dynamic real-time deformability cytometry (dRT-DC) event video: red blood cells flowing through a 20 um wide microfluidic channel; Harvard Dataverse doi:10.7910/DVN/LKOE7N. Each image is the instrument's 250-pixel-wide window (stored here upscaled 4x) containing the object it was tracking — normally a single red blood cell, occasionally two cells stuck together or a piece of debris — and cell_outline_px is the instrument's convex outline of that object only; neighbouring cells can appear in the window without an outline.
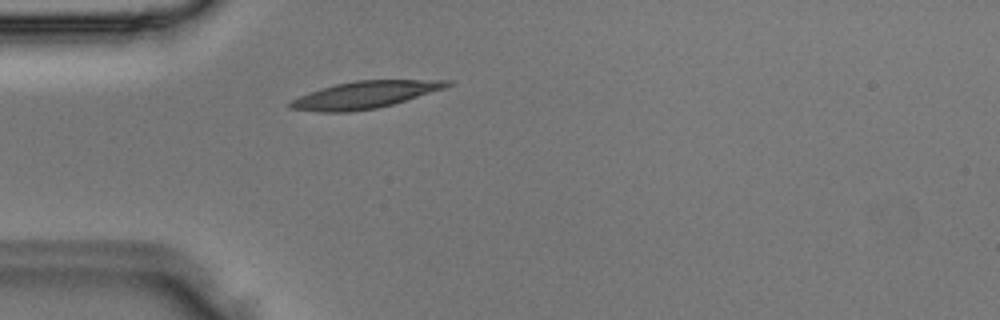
{"species": "Egyptian fruit bat (a non-hibernating species)", "species_latin": "Rousettus aegyptiacus", "temperature_condition": "room temperature", "stored_images_in_passage": 1, "camera_frame_rate_fps": 3000, "um_per_image_px": 0.085, "animal": {"sex": "male"}, "frame": {"image": 1, "passage_image": 1, "time_ms": 0.0, "image_size_px": [1000, 320], "cell_outline_px": [[452, 84], [444, 88], [392, 104], [376, 108], [348, 112], [320, 112], [288, 108], [288, 104], [292, 100], [300, 96], [320, 88], [336, 84], [356, 80], [452, 80]], "centroid_in_image_um": [30.98, 8.06], "position_along_channel_um": 54.0, "area_um2": 24.45}}